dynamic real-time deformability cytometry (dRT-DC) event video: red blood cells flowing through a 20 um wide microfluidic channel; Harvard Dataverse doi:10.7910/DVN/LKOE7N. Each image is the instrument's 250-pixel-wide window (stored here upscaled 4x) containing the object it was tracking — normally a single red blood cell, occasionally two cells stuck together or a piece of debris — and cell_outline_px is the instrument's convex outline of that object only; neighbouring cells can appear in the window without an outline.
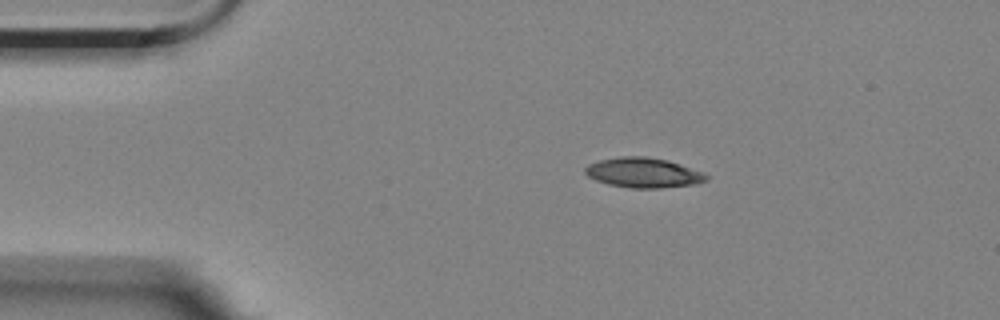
{"species": "Egyptian fruit bat (a non-hibernating species)", "species_latin": "Rousettus aegyptiacus", "temperature_condition": "room temperature", "stored_images_in_passage": 5, "camera_frame_rate_fps": 3000, "um_per_image_px": 0.085, "animal": {"sex": "female"}, "frame": {"image": 1, "passage_image": 3, "time_ms": 2.333, "image_size_px": [1000, 320], "cell_outline_px": [[708, 180], [696, 184], [660, 188], [632, 188], [608, 184], [596, 180], [588, 176], [584, 172], [584, 168], [588, 164], [600, 160], [620, 156], [644, 156], [668, 160], [704, 172], [708, 176]], "centroid_in_image_um": [54.7, 14.68], "position_along_channel_um": 30.3, "area_um2": 21.21}}